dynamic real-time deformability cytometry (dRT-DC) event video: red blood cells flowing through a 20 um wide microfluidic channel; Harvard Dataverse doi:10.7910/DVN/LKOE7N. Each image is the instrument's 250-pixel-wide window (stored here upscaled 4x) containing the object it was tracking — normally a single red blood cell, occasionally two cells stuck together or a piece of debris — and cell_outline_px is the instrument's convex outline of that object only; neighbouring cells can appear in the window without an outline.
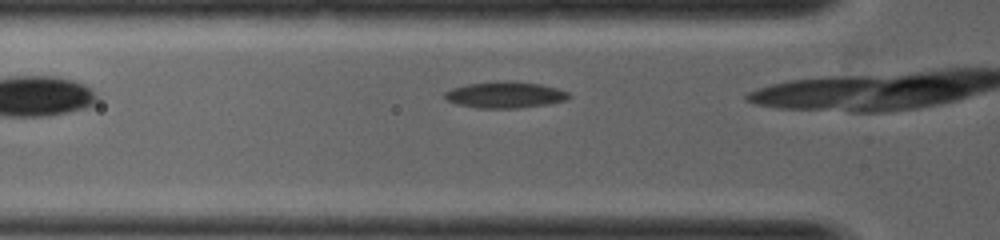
{"species": "common noctule bat (a hibernating species)", "species_latin": "Nyctalus noctula", "temperature_condition": "warm", "stored_images_in_passage": 6, "camera_frame_rate_fps": 5000, "um_per_image_px": 0.085, "animal": {"sex": "female", "body_mass_g": 19.0, "forearm_length_mm": 53.3}, "frame": {"image": 1, "passage_image": 2, "time_ms": 0.2, "image_size_px": [1000, 240], "cell_outline_px": [[572, 96], [568, 100], [548, 104], [520, 108], [476, 108], [456, 104], [448, 100], [444, 96], [444, 92], [452, 88], [468, 84], [496, 80], [512, 80], [540, 84], [556, 88], [568, 92]], "centroid_in_image_um": [42.95, 8.05], "position_along_channel_um": 82.9, "area_um2": 19.36}}
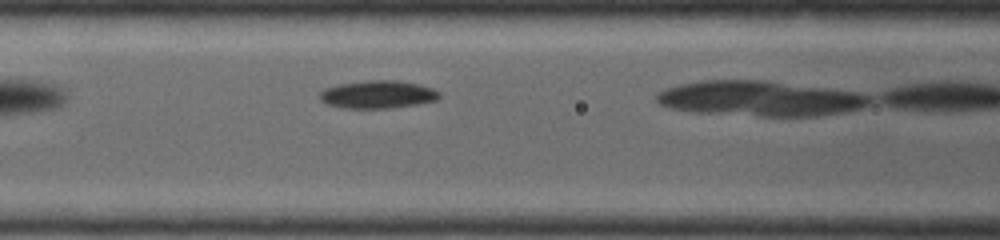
{"frame": {"image": 2, "passage_image": 5, "time_ms": 0.8, "image_size_px": [1000, 240], "cell_outline_px": [[440, 96], [436, 100], [420, 104], [392, 108], [344, 108], [328, 104], [320, 100], [320, 92], [324, 88], [340, 84], [368, 80], [396, 80], [420, 84], [432, 88], [440, 92]], "centroid_in_image_um": [32.14, 8.03], "position_along_channel_um": 134.5, "area_um2": 19.48}}